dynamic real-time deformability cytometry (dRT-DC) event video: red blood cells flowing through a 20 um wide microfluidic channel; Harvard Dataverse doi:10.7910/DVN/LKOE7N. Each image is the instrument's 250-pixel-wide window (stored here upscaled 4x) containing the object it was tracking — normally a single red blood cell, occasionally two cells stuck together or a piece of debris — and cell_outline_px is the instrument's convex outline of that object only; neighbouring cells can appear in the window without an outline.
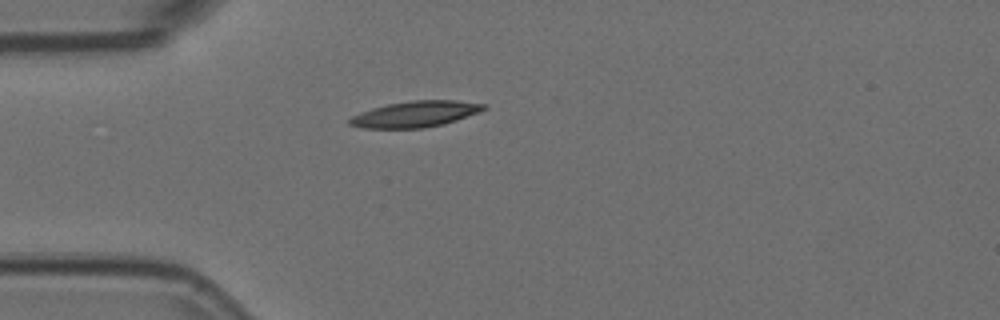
{"species": "Egyptian fruit bat (a non-hibernating species)", "species_latin": "Rousettus aegyptiacus", "temperature_condition": "room temperature", "stored_images_in_passage": 1, "camera_frame_rate_fps": 3000, "um_per_image_px": 0.085, "animal": {"sex": "female"}, "frame": {"image": 1, "passage_image": 1, "time_ms": 0.0, "image_size_px": [1000, 320], "cell_outline_px": [[488, 108], [480, 112], [444, 124], [424, 128], [360, 128], [348, 124], [348, 120], [352, 116], [360, 112], [372, 108], [388, 104], [412, 100], [456, 100], [484, 104]], "centroid_in_image_um": [35.3, 9.7], "position_along_channel_um": 49.7, "area_um2": 20.4}}